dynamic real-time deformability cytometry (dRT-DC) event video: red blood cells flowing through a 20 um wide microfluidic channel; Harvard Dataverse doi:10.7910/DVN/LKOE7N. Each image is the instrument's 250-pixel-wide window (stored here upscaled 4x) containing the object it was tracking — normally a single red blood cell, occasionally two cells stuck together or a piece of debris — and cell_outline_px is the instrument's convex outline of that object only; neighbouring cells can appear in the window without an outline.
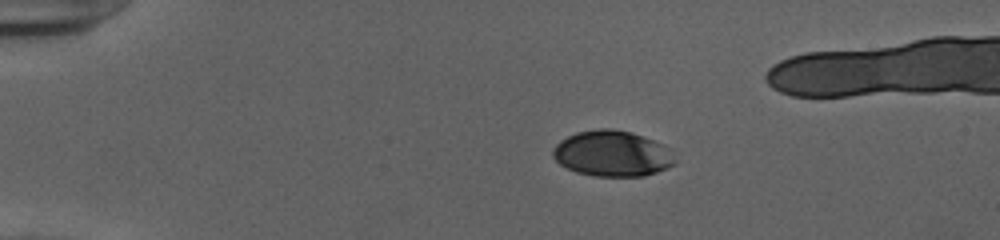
{"species": "human", "species_latin": "Homo sapiens", "temperature_condition": "cold", "stored_images_in_passage": 40, "camera_frame_rate_fps": 3000, "um_per_image_px": 0.085, "donor": {"sex": "female"}, "frame": {"image": 1, "passage_image": 1, "time_ms": 0.0, "image_size_px": [1000, 240], "cell_outline_px": [[676, 164], [668, 168], [644, 176], [592, 176], [576, 172], [560, 164], [552, 156], [552, 148], [560, 140], [576, 132], [600, 128], [612, 128], [632, 132], [664, 144], [668, 148], [676, 160]], "centroid_in_image_um": [52.04, 13.05], "position_along_channel_um": 33.0, "area_um2": 32.83}}
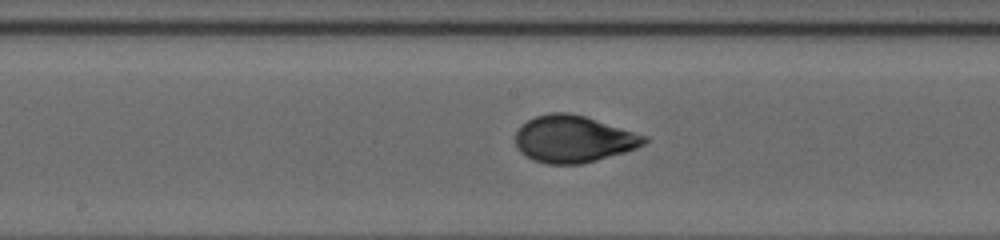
{"frame": {"image": 2, "passage_image": 19, "time_ms": 6.0, "image_size_px": [1000, 240], "cell_outline_px": [[648, 140], [644, 144], [636, 148], [624, 152], [596, 160], [580, 164], [548, 164], [532, 160], [524, 156], [520, 152], [516, 144], [516, 132], [528, 120], [536, 116], [552, 112], [568, 112], [584, 116], [648, 136]], "centroid_in_image_um": [48.74, 11.82], "position_along_channel_um": 199.5, "area_um2": 35.03}}
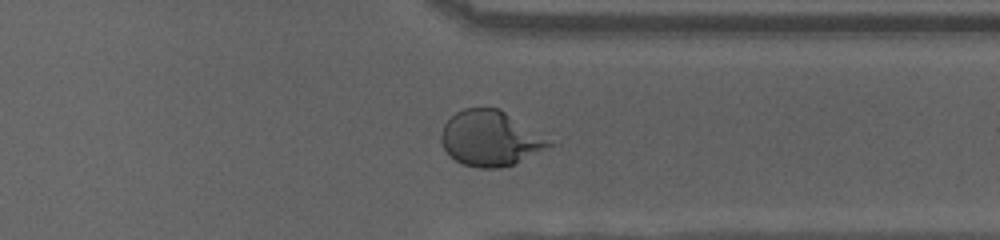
{"frame": {"image": 3, "passage_image": 32, "time_ms": 10.333, "image_size_px": [1000, 240], "cell_outline_px": [[556, 144], [512, 164], [500, 168], [480, 168], [464, 164], [456, 160], [444, 148], [440, 140], [440, 132], [444, 124], [456, 112], [464, 108], [500, 108]], "centroid_in_image_um": [41.65, 11.75], "position_along_channel_um": 369.7, "area_um2": 34.33}}